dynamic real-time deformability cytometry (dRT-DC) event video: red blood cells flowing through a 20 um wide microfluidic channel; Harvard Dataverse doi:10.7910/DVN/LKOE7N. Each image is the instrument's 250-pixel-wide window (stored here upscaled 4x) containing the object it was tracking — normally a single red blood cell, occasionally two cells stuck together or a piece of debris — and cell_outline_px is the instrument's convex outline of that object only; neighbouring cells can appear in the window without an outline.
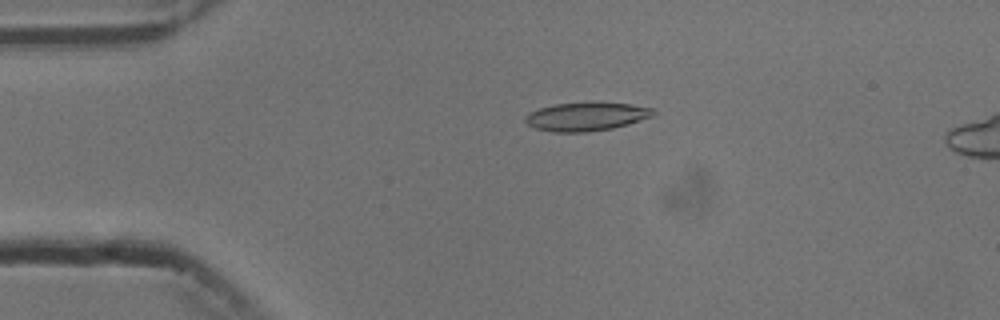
{"species": "common noctule bat (a hibernating species)", "species_latin": "Nyctalus noctula", "temperature_condition": "cold", "stored_images_in_passage": 55, "camera_frame_rate_fps": 3000, "um_per_image_px": 0.085, "animal": {"sex": "male", "body_mass_g": 13.3}, "frame": {"image": 1, "passage_image": 11, "time_ms": 3.333, "image_size_px": [1000, 320], "cell_outline_px": [[656, 112], [652, 116], [628, 124], [612, 128], [588, 132], [552, 132], [536, 128], [528, 124], [524, 120], [524, 116], [528, 112], [540, 108], [556, 104], [632, 104], [652, 108]], "centroid_in_image_um": [49.8, 9.93], "position_along_channel_um": 35.2, "area_um2": 20.69}}
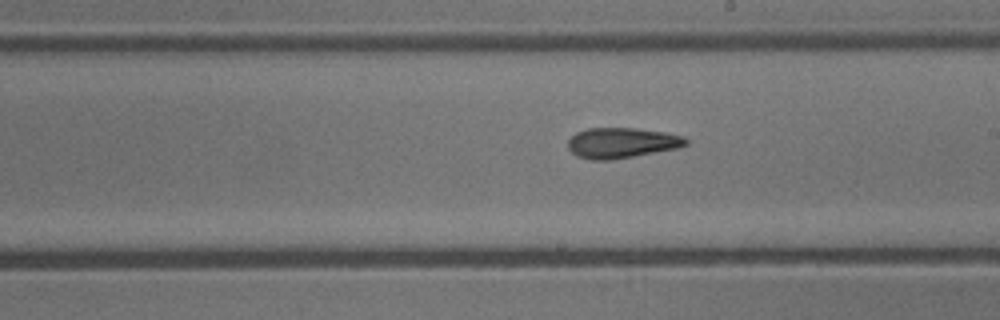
{"frame": {"image": 2, "passage_image": 30, "time_ms": 9.667, "image_size_px": [1000, 320], "cell_outline_px": [[688, 144], [676, 148], [612, 160], [588, 160], [576, 156], [568, 148], [568, 140], [576, 132], [588, 128], [636, 128], [664, 132], [684, 136], [688, 140]], "centroid_in_image_um": [52.81, 12.14], "position_along_channel_um": 236.2, "area_um2": 20.92}}
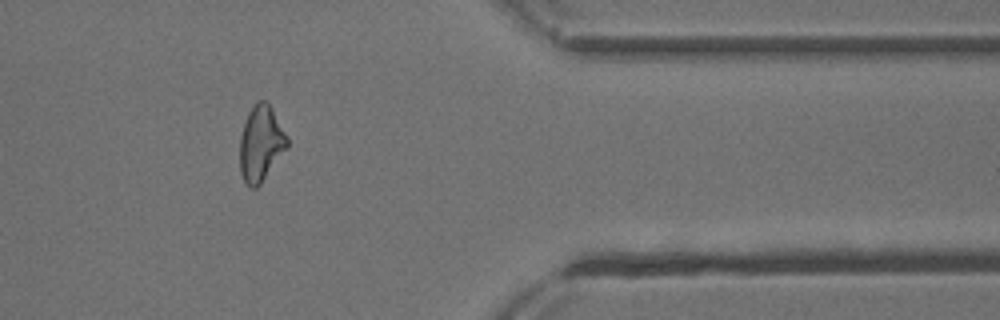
{"frame": {"image": 3, "passage_image": 44, "time_ms": 14.333, "image_size_px": [1000, 320], "cell_outline_px": [[288, 148], [260, 184], [256, 188], [248, 188], [240, 172], [240, 136], [248, 112], [256, 100], [264, 100], [272, 108], [288, 136]], "centroid_in_image_um": [22.18, 12.2], "position_along_channel_um": 389.2, "area_um2": 21.04}, "authors_computed_cell_mechanics": {"area_um2": 21.0392, "velocity_mm_per_s": 3.7524, "shape_relaxation_time_tau1_ms": 11.2449, "shape_relaxation_time_tau2_ms": 4.5633, "deformation_change_tau1": 0.2616, "deformation_change_tau2": 0.1479}}